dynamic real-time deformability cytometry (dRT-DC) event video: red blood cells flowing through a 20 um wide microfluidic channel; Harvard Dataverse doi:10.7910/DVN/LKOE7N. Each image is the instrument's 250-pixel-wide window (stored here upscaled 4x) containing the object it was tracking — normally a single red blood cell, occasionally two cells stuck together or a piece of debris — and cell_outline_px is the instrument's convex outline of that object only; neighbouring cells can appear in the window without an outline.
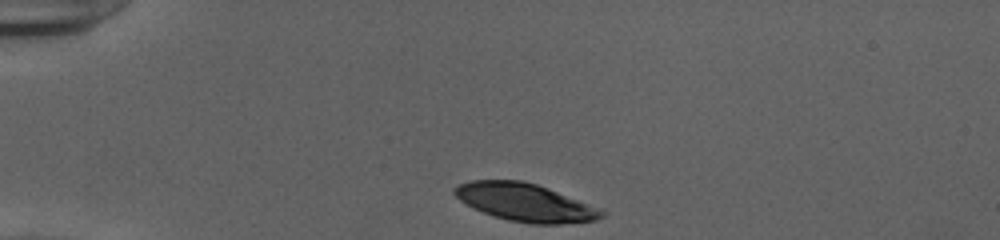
{"species": "human", "species_latin": "Homo sapiens", "temperature_condition": "cold", "stored_images_in_passage": 33, "camera_frame_rate_fps": 3000, "um_per_image_px": 0.085, "donor": {"sex": "female"}, "frame": {"image": 1, "passage_image": 1, "time_ms": 0.0, "image_size_px": [1000, 240], "cell_outline_px": [[604, 216], [596, 220], [560, 224], [528, 224], [508, 220], [484, 212], [460, 200], [452, 192], [452, 188], [460, 184], [472, 180], [520, 180], [536, 184], [548, 188], [604, 212]], "centroid_in_image_um": [44.58, 17.2], "position_along_channel_um": 40.4, "area_um2": 31.67}}
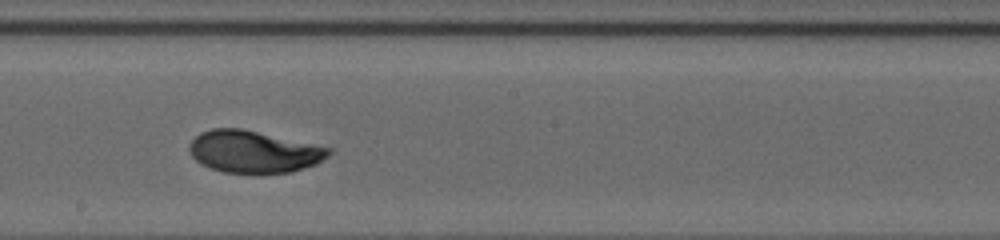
{"frame": {"image": 2, "passage_image": 19, "time_ms": 6.0, "image_size_px": [1000, 240], "cell_outline_px": [[332, 152], [328, 156], [316, 164], [292, 172], [224, 172], [208, 168], [200, 164], [192, 156], [188, 148], [188, 144], [200, 132], [212, 128], [240, 128], [332, 148]], "centroid_in_image_um": [21.53, 12.89], "position_along_channel_um": 226.7, "area_um2": 33.99}}
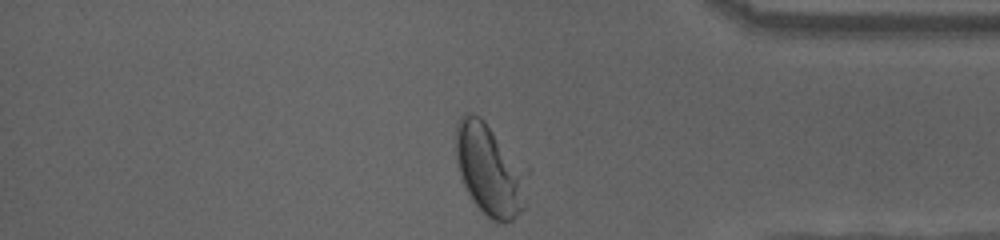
{"frame": {"image": 3, "passage_image": 33, "time_ms": 10.667, "image_size_px": [1000, 240], "cell_outline_px": [[528, 204], [512, 220], [504, 224], [492, 220], [472, 200], [464, 184], [456, 164], [456, 124], [460, 116], [464, 112], [472, 112], [480, 116], [484, 120], [528, 168]], "centroid_in_image_um": [41.68, 14.42], "position_along_channel_um": 393.5, "area_um2": 39.07}, "authors_computed_cell_mechanics": {"area_um2": 33.9286, "velocity_mm_per_s": 3.9062, "shape_relaxation_time_tau1_ms": 4.6388, "shape_relaxation_time_tau2_ms": 1.1243, "deformation_change_tau1": 0.1754, "deformation_change_tau2": 0.0494}}